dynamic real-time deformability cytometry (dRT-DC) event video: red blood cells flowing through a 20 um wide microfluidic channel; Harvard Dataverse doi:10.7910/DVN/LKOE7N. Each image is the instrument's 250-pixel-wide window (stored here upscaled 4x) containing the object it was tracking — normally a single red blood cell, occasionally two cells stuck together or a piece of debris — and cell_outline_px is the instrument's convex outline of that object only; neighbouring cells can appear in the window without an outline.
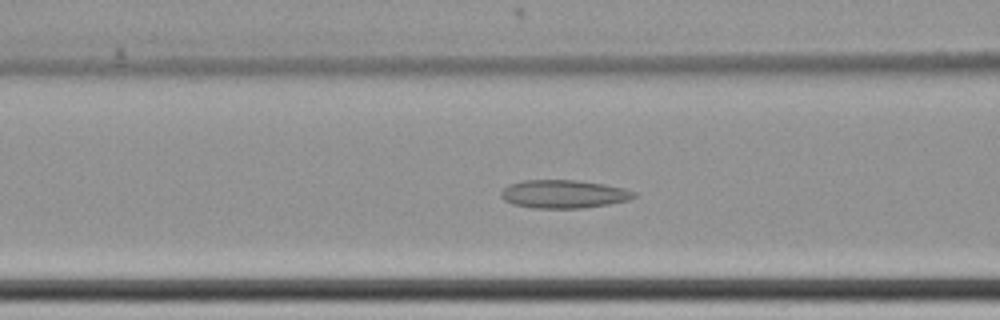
{"species": "common noctule bat (a hibernating species)", "species_latin": "Nyctalus noctula", "temperature_condition": "cold", "stored_images_in_passage": 65, "camera_frame_rate_fps": 3000, "um_per_image_px": 0.085, "animal": {"sex": "female", "body_mass_g": 22.7, "forearm_length_mm": 54.2}, "frame": {"image": 1, "passage_image": 30, "time_ms": 9.667, "image_size_px": [1000, 320], "cell_outline_px": [[636, 196], [628, 200], [608, 204], [580, 208], [532, 208], [512, 204], [504, 200], [500, 196], [500, 192], [508, 184], [524, 180], [576, 180], [604, 184], [624, 188], [636, 192]], "centroid_in_image_um": [47.88, 16.49], "position_along_channel_um": 118.7, "area_um2": 21.91}}
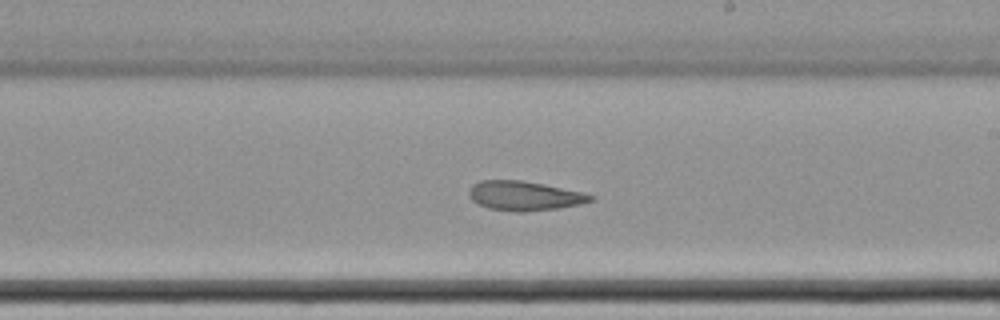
{"frame": {"image": 2, "passage_image": 41, "time_ms": 13.333, "image_size_px": [1000, 320], "cell_outline_px": [[596, 200], [580, 204], [556, 208], [524, 212], [516, 212], [488, 208], [472, 200], [468, 196], [468, 188], [472, 184], [480, 180], [520, 180], [544, 184], [584, 192], [596, 196]], "centroid_in_image_um": [44.58, 16.63], "position_along_channel_um": 244.4, "area_um2": 21.04}}
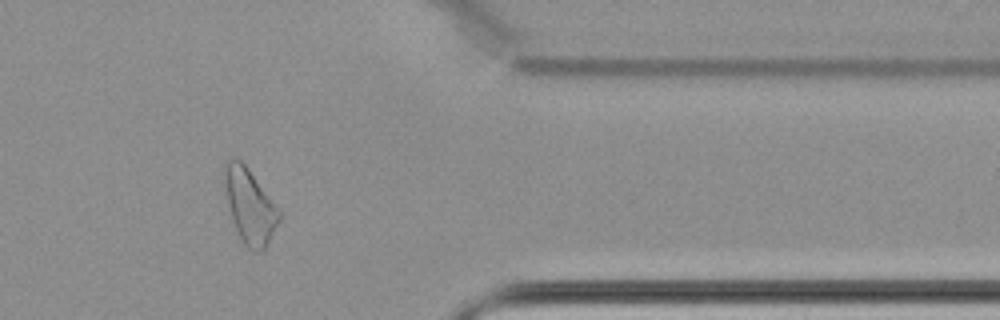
{"frame": {"image": 3, "passage_image": 55, "time_ms": 18.0, "image_size_px": [1000, 320], "cell_outline_px": [[284, 212], [268, 244], [260, 252], [252, 252], [244, 244], [232, 220], [224, 184], [224, 164], [232, 156], [240, 160], [248, 168]], "centroid_in_image_um": [21.28, 17.5], "position_along_channel_um": 390.1, "area_um2": 24.1}, "authors_computed_cell_mechanics": {"area_um2": 24.4494, "velocity_mm_per_s": 3.4303, "shape_relaxation_time_tau1_ms": null, "shape_relaxation_time_tau2_ms": 4.9985, "deformation_change_tau1": null, "deformation_change_tau2": 0.1033}}